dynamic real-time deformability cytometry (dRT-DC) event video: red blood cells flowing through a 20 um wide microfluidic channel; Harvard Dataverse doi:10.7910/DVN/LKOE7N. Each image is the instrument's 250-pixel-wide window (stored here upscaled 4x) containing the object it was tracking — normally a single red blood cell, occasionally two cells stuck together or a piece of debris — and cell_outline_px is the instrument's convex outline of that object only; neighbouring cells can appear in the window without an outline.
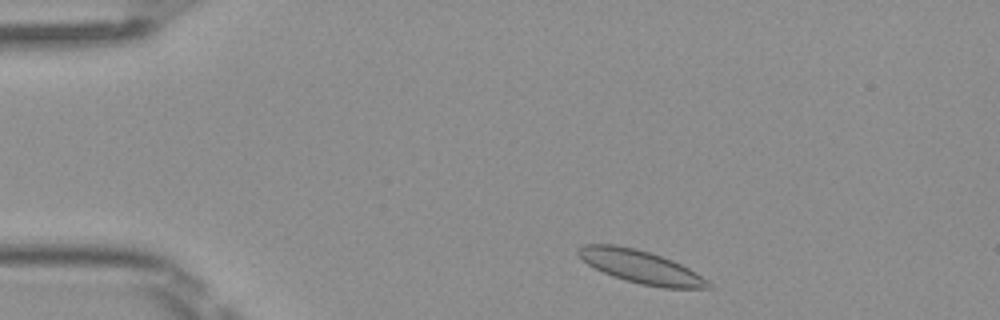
{"species": "Egyptian fruit bat (a non-hibernating species)", "species_latin": "Rousettus aegyptiacus", "temperature_condition": "room temperature", "stored_images_in_passage": 44, "camera_frame_rate_fps": 3000, "um_per_image_px": 0.085, "frame": {"image": 1, "passage_image": 3, "time_ms": 0.667, "image_size_px": [1000, 320], "cell_outline_px": [[712, 288], [664, 288], [640, 284], [612, 276], [588, 264], [576, 252], [576, 248], [584, 244], [616, 244], [636, 248], [672, 260], [696, 272], [708, 280], [712, 284]], "centroid_in_image_um": [54.47, 22.67], "position_along_channel_um": 30.5, "area_um2": 24.85}}
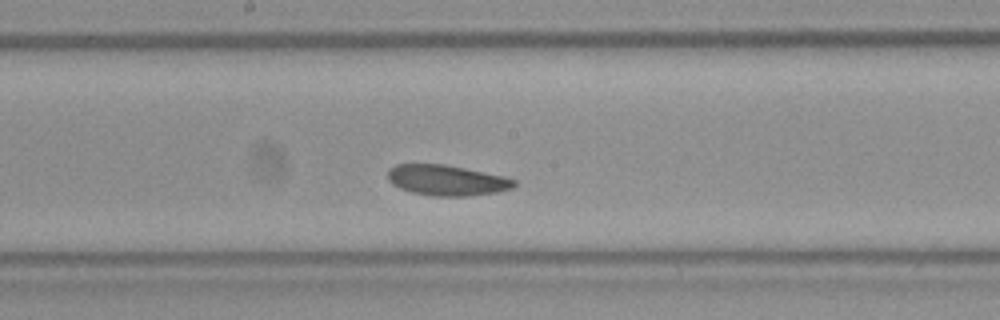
{"frame": {"image": 2, "passage_image": 21, "time_ms": 6.667, "image_size_px": [1000, 320], "cell_outline_px": [[516, 184], [512, 188], [496, 192], [468, 196], [432, 196], [412, 192], [400, 188], [392, 184], [388, 180], [388, 168], [396, 164], [444, 164], [504, 176], [516, 180]], "centroid_in_image_um": [37.95, 15.32], "position_along_channel_um": 210.2, "area_um2": 22.48}}
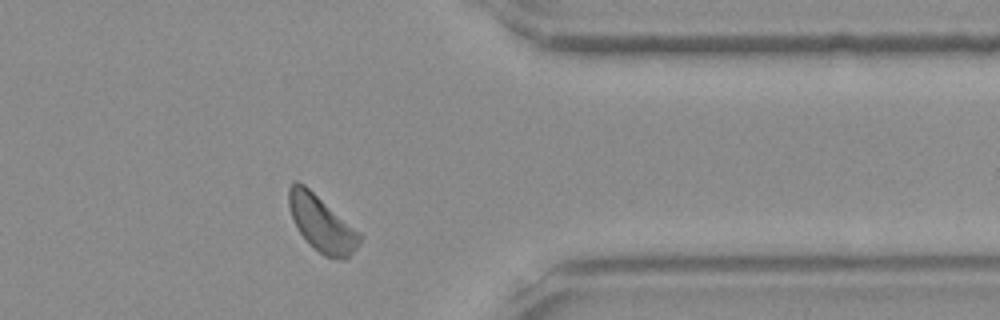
{"frame": {"image": 3, "passage_image": 35, "time_ms": 11.333, "image_size_px": [1000, 320], "cell_outline_px": [[364, 236], [360, 244], [344, 260], [340, 260], [324, 256], [300, 232], [288, 208], [288, 188], [292, 180], [296, 180], [304, 184], [360, 232]], "centroid_in_image_um": [27.35, 18.98], "position_along_channel_um": 384.0, "area_um2": 22.83}}